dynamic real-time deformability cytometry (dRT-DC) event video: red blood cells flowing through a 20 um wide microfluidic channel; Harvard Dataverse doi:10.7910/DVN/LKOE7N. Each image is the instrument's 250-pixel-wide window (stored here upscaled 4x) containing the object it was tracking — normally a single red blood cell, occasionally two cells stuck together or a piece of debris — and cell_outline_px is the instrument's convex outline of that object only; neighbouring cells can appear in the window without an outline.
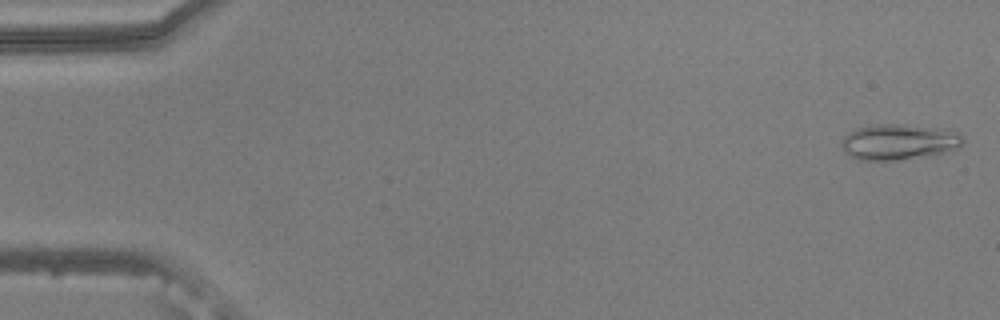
{"species": "common noctule bat (a hibernating species)", "species_latin": "Nyctalus noctula", "temperature_condition": "warm", "stored_images_in_passage": 10, "camera_frame_rate_fps": 3000, "um_per_image_px": 0.085, "animal": {"sex": "male", "body_mass_g": 20.5, "forearm_length_mm": 52.5}, "frame": {"image": 1, "passage_image": 1, "time_ms": 0.0, "image_size_px": [1000, 320], "cell_outline_px": [[964, 144], [952, 152], [896, 160], [860, 160], [844, 152], [840, 144], [840, 140], [848, 132], [856, 128], [872, 124], [904, 124], [948, 128], [960, 132], [964, 140]], "centroid_in_image_um": [76.46, 12.04], "position_along_channel_um": 8.5, "area_um2": 26.01}}